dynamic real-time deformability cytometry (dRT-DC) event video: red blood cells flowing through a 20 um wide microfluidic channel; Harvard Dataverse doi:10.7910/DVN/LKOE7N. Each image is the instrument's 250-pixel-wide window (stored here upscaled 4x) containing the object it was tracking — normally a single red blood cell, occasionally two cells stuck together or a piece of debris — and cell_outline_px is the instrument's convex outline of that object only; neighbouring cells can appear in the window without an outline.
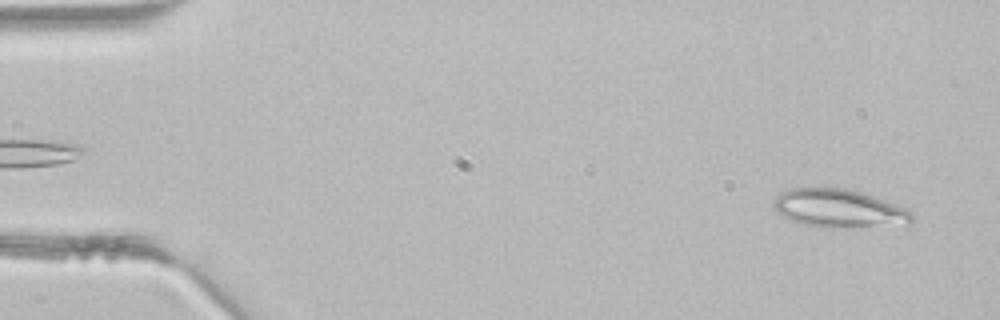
{"species": "common noctule bat (a hibernating species)", "species_latin": "Nyctalus noctula", "temperature_condition": "room temperature", "stored_images_in_passage": 3, "camera_frame_rate_fps": 3000, "um_per_image_px": 0.085, "animal": {"sex": "male", "body_mass_g": 21.5, "forearm_length_mm": 52.0}, "frame": {"image": 1, "passage_image": 3, "time_ms": 0.667, "image_size_px": [1000, 320], "cell_outline_px": [[912, 220], [908, 224], [804, 224], [792, 220], [776, 212], [772, 204], [776, 196], [780, 192], [792, 188], [844, 188], [860, 192], [884, 200], [904, 208], [912, 212]], "centroid_in_image_um": [71.22, 17.64], "position_along_channel_um": 13.8, "area_um2": 28.9}}